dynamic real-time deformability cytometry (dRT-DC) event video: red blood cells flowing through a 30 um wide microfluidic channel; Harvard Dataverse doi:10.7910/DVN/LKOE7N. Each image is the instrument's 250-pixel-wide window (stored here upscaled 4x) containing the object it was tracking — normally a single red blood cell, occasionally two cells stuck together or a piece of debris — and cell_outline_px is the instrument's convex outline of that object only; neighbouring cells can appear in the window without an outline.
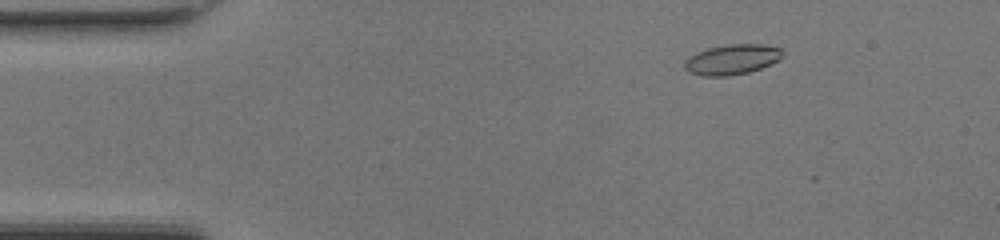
{"species": "common noctule bat (a hibernating species)", "species_latin": "Nyctalus noctula", "temperature_condition": "room temperature", "stored_images_in_passage": 17, "camera_frame_rate_fps": 3000, "um_per_image_px": 0.085, "animal": {"sex": "female", "body_mass_g": 17.0, "forearm_length_mm": 48.0}, "frame": {"image": 1, "passage_image": 7, "time_ms": 2.0, "image_size_px": [1000, 240], "cell_outline_px": [[780, 60], [760, 68], [748, 72], [728, 76], [704, 76], [688, 72], [684, 68], [684, 60], [688, 56], [696, 52], [708, 48], [728, 44], [764, 44], [780, 48]], "centroid_in_image_um": [62.16, 5.05], "position_along_channel_um": 22.8, "area_um2": 17.22}}
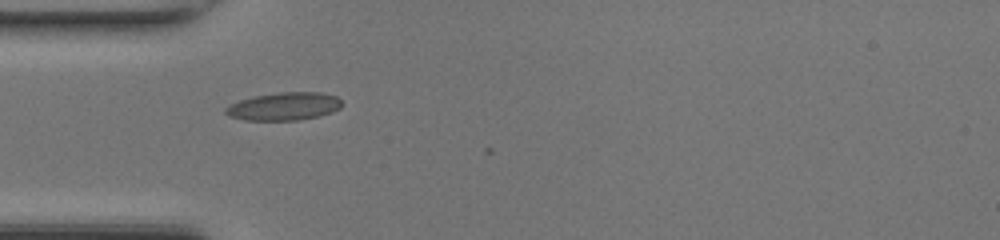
{"frame": {"image": 2, "passage_image": 15, "time_ms": 4.667, "image_size_px": [1000, 240], "cell_outline_px": [[340, 108], [332, 112], [316, 116], [296, 120], [244, 120], [228, 116], [224, 112], [224, 108], [240, 100], [256, 96], [280, 92], [320, 92], [336, 96], [340, 100]], "centroid_in_image_um": [24.12, 9.04], "position_along_channel_um": 60.9, "area_um2": 18.67}}